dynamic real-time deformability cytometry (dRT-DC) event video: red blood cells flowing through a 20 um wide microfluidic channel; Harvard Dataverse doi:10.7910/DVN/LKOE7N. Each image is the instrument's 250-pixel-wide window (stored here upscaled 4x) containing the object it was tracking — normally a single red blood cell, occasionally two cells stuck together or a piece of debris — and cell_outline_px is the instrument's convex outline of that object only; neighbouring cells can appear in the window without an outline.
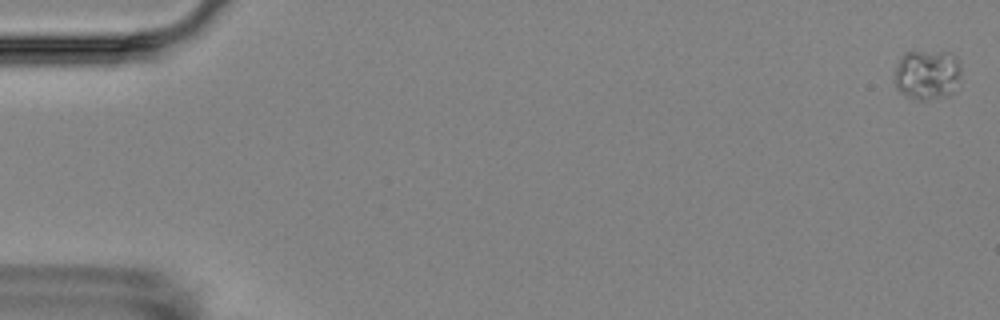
{"species": "Egyptian fruit bat (a non-hibernating species)", "species_latin": "Rousettus aegyptiacus", "temperature_condition": "room temperature", "stored_images_in_passage": 10, "camera_frame_rate_fps": 3000, "um_per_image_px": 0.085, "animal": {"sex": "female"}, "frame": {"image": 1, "passage_image": 1, "time_ms": 0.0, "image_size_px": [1000, 320], "cell_outline_px": [[960, 76], [952, 92], [948, 96], [924, 100], [920, 100], [908, 96], [900, 92], [896, 88], [896, 64], [904, 52], [952, 52], [956, 56], [960, 68]], "centroid_in_image_um": [78.81, 6.33], "position_along_channel_um": 6.2, "area_um2": 19.25}}
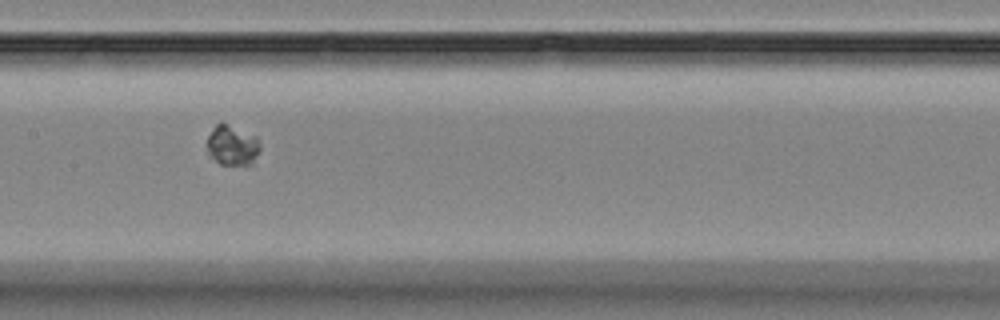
{"frame": {"image": 2, "passage_image": 9, "time_ms": 9.333, "image_size_px": [1000, 320], "cell_outline_px": [[260, 148], [252, 164], [244, 168], [220, 164], [208, 152], [208, 136], [212, 128], [216, 124], [224, 124], [256, 136], [260, 144]], "centroid_in_image_um": [19.77, 12.43], "position_along_channel_um": 187.6, "area_um2": 12.37}}
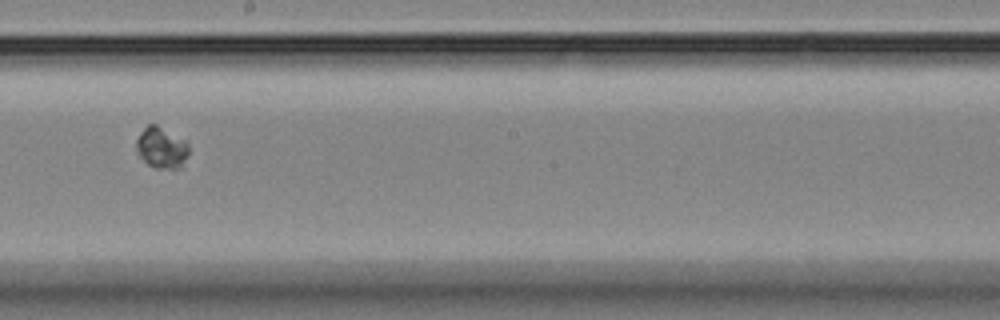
{"frame": {"image": 3, "passage_image": 10, "time_ms": 10.667, "image_size_px": [1000, 320], "cell_outline_px": [[188, 156], [180, 168], [156, 168], [148, 164], [140, 156], [136, 148], [136, 140], [140, 132], [148, 124], [156, 124], [188, 140]], "centroid_in_image_um": [13.75, 12.53], "position_along_channel_um": 234.4, "area_um2": 12.72}}